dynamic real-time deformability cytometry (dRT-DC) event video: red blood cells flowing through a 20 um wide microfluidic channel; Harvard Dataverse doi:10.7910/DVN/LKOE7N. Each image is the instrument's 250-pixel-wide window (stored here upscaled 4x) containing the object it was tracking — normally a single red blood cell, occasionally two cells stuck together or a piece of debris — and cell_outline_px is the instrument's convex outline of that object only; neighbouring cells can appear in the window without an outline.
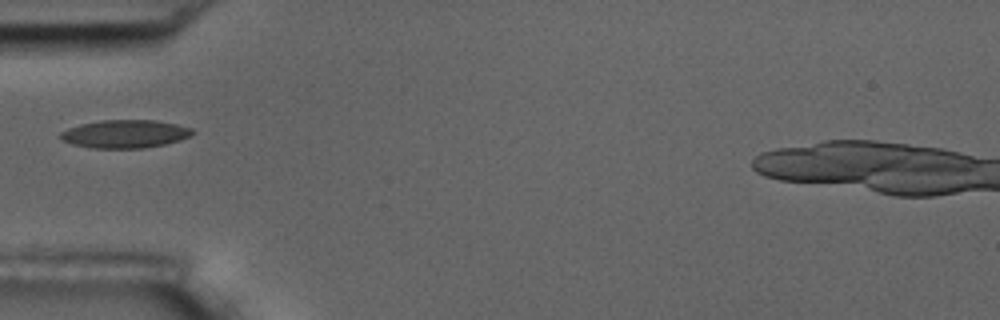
{"species": "common noctule bat (a hibernating species)", "species_latin": "Nyctalus noctula", "temperature_condition": "room temperature", "stored_images_in_passage": 1, "camera_frame_rate_fps": 3000, "um_per_image_px": 0.085, "animal": {"sex": "male", "body_mass_g": 17.5, "forearm_length_mm": 52.3}, "frame": {"image": 1, "passage_image": 1, "time_ms": 0.0, "image_size_px": [1000, 320], "cell_outline_px": [[196, 132], [192, 136], [180, 140], [164, 144], [144, 148], [92, 148], [72, 144], [60, 140], [56, 136], [60, 132], [68, 128], [80, 124], [100, 120], [156, 120], [176, 124], [192, 128]], "centroid_in_image_um": [10.6, 11.38], "position_along_channel_um": 74.4, "area_um2": 21.91}}